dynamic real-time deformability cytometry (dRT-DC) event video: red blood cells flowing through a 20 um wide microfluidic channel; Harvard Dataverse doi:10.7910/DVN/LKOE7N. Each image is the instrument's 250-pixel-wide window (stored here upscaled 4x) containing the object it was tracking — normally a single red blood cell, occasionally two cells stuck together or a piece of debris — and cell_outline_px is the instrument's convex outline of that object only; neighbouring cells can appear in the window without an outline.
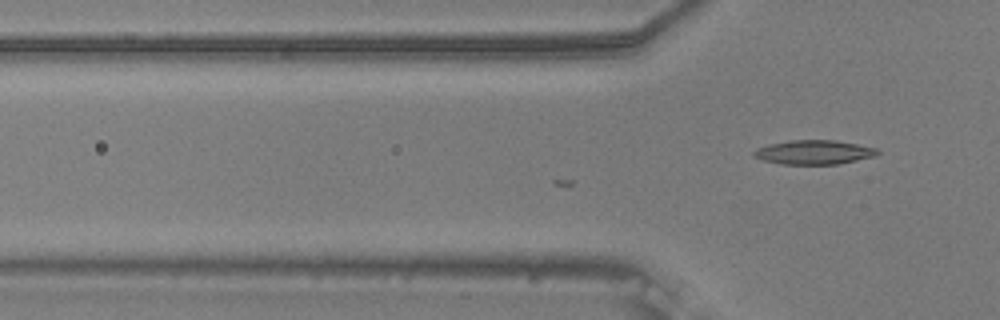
{"species": "common noctule bat (a hibernating species)", "species_latin": "Nyctalus noctula", "temperature_condition": "warm", "stored_images_in_passage": 4, "camera_frame_rate_fps": 3000, "um_per_image_px": 0.085, "animal": {"sex": "male", "body_mass_g": 20.5, "forearm_length_mm": 52.5}, "frame": {"image": 1, "passage_image": 4, "time_ms": 1.0, "image_size_px": [1000, 320], "cell_outline_px": [[880, 152], [876, 156], [836, 164], [780, 164], [764, 160], [756, 156], [752, 152], [756, 148], [768, 144], [792, 140], [836, 140], [876, 148]], "centroid_in_image_um": [69.19, 12.93], "position_along_channel_um": 56.6, "area_um2": 17.28}}